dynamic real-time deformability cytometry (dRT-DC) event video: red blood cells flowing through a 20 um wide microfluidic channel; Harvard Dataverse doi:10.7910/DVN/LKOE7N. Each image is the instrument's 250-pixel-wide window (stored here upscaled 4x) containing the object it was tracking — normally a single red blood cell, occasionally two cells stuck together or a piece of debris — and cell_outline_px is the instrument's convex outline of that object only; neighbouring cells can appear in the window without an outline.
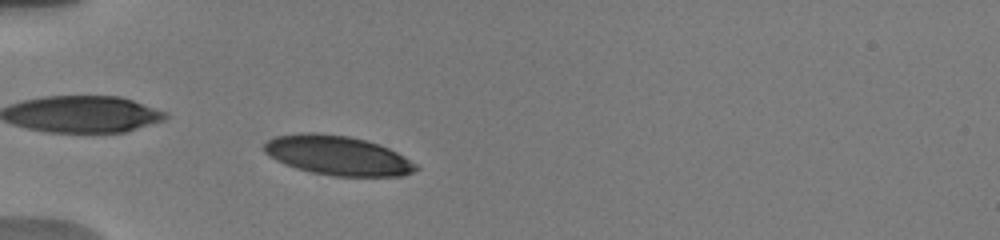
{"species": "human", "species_latin": "Homo sapiens", "temperature_condition": "warm", "stored_images_in_passage": 21, "camera_frame_rate_fps": 3000, "um_per_image_px": 0.085, "donor": {"sex": "male"}, "frame": {"image": 1, "passage_image": 18, "time_ms": 3.0, "image_size_px": [1000, 240], "cell_outline_px": [[420, 168], [412, 172], [400, 176], [332, 176], [312, 172], [296, 168], [284, 164], [268, 156], [260, 148], [268, 140], [276, 136], [300, 132], [312, 132], [348, 136], [380, 144], [404, 156], [416, 164]], "centroid_in_image_um": [28.65, 13.21], "position_along_channel_um": 56.3, "area_um2": 34.97}}